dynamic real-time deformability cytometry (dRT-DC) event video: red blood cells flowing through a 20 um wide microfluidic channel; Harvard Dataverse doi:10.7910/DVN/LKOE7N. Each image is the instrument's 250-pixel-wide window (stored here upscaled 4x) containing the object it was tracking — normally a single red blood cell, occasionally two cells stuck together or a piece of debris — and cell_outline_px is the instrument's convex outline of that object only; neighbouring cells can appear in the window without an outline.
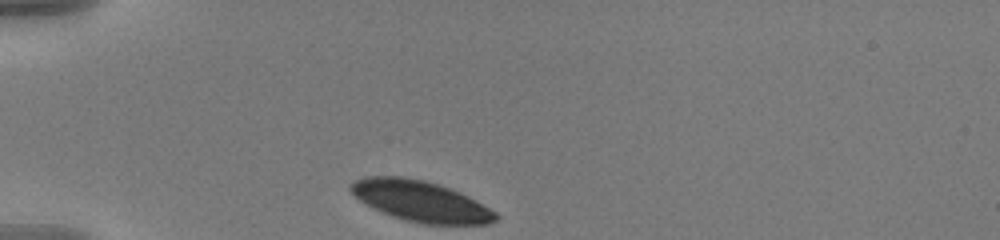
{"species": "human", "species_latin": "Homo sapiens", "temperature_condition": "warm", "stored_images_in_passage": 35, "camera_frame_rate_fps": 3000, "um_per_image_px": 0.085, "donor": {"sex": "male"}, "frame": {"image": 1, "passage_image": 1, "time_ms": 0.0, "image_size_px": [1000, 240], "cell_outline_px": [[500, 216], [496, 220], [488, 224], [420, 224], [404, 220], [392, 216], [372, 208], [360, 200], [348, 188], [356, 180], [364, 176], [400, 176], [424, 180], [460, 192], [496, 212]], "centroid_in_image_um": [35.74, 17.11], "position_along_channel_um": 49.3, "area_um2": 34.22}}
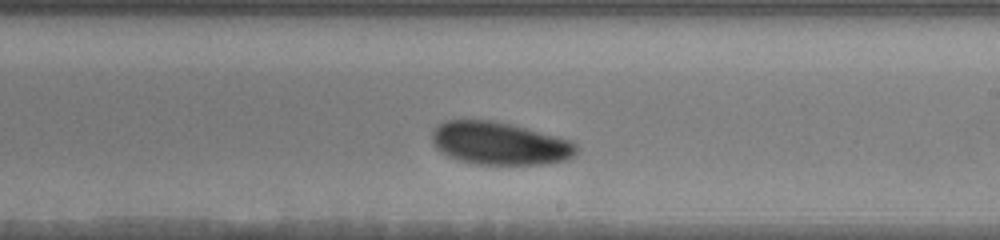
{"frame": {"image": 2, "passage_image": 20, "time_ms": 6.333, "image_size_px": [1000, 240], "cell_outline_px": [[580, 148], [568, 160], [544, 164], [476, 164], [456, 160], [440, 152], [432, 144], [432, 132], [444, 120], [492, 120], [512, 124], [572, 140]], "centroid_in_image_um": [42.47, 12.19], "position_along_channel_um": 246.5, "area_um2": 36.3}}
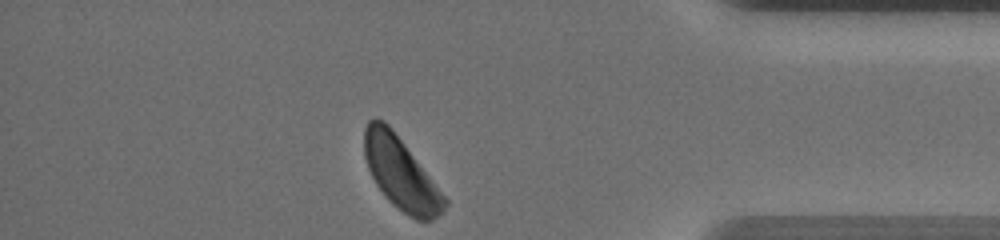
{"frame": {"image": 3, "passage_image": 35, "time_ms": 11.333, "image_size_px": [1000, 240], "cell_outline_px": [[448, 204], [432, 220], [416, 220], [408, 216], [392, 204], [388, 200], [376, 184], [368, 168], [364, 156], [364, 128], [368, 120], [376, 116], [384, 120], [392, 128], [448, 200]], "centroid_in_image_um": [34.03, 14.71], "position_along_channel_um": 401.2, "area_um2": 33.41}, "authors_computed_cell_mechanics": {"area_um2": 36.2984, "velocity_mm_per_s": 3.5547, "shape_relaxation_time_tau1_ms": 2.0997, "shape_relaxation_time_tau2_ms": null, "deformation_change_tau1": 0.0742, "deformation_change_tau2": null}}